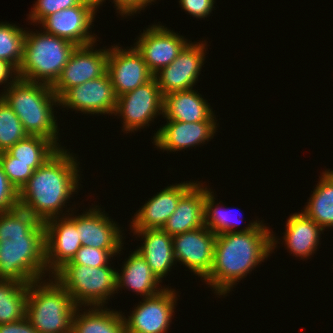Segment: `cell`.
<instances>
[{
	"label": "cell",
	"instance_id": "obj_1",
	"mask_svg": "<svg viewBox=\"0 0 333 333\" xmlns=\"http://www.w3.org/2000/svg\"><path fill=\"white\" fill-rule=\"evenodd\" d=\"M44 271V223L20 206L0 212V279L30 284Z\"/></svg>",
	"mask_w": 333,
	"mask_h": 333
},
{
	"label": "cell",
	"instance_id": "obj_2",
	"mask_svg": "<svg viewBox=\"0 0 333 333\" xmlns=\"http://www.w3.org/2000/svg\"><path fill=\"white\" fill-rule=\"evenodd\" d=\"M247 226L216 237L211 271L202 280L218 295L228 293L276 247V237L262 221L256 220Z\"/></svg>",
	"mask_w": 333,
	"mask_h": 333
},
{
	"label": "cell",
	"instance_id": "obj_3",
	"mask_svg": "<svg viewBox=\"0 0 333 333\" xmlns=\"http://www.w3.org/2000/svg\"><path fill=\"white\" fill-rule=\"evenodd\" d=\"M74 158L60 148L37 168L19 191V206L43 223L61 217L62 208L79 185V162Z\"/></svg>",
	"mask_w": 333,
	"mask_h": 333
},
{
	"label": "cell",
	"instance_id": "obj_4",
	"mask_svg": "<svg viewBox=\"0 0 333 333\" xmlns=\"http://www.w3.org/2000/svg\"><path fill=\"white\" fill-rule=\"evenodd\" d=\"M0 96L20 119L28 135L51 140L59 149L58 125L53 105L59 104L58 96L50 85L17 78ZM59 145V146H58Z\"/></svg>",
	"mask_w": 333,
	"mask_h": 333
},
{
	"label": "cell",
	"instance_id": "obj_5",
	"mask_svg": "<svg viewBox=\"0 0 333 333\" xmlns=\"http://www.w3.org/2000/svg\"><path fill=\"white\" fill-rule=\"evenodd\" d=\"M53 279L29 284L25 316L37 333H72L73 318L79 307Z\"/></svg>",
	"mask_w": 333,
	"mask_h": 333
},
{
	"label": "cell",
	"instance_id": "obj_6",
	"mask_svg": "<svg viewBox=\"0 0 333 333\" xmlns=\"http://www.w3.org/2000/svg\"><path fill=\"white\" fill-rule=\"evenodd\" d=\"M77 46L64 38L44 32L26 31L23 60L17 70L20 79L52 86Z\"/></svg>",
	"mask_w": 333,
	"mask_h": 333
},
{
	"label": "cell",
	"instance_id": "obj_7",
	"mask_svg": "<svg viewBox=\"0 0 333 333\" xmlns=\"http://www.w3.org/2000/svg\"><path fill=\"white\" fill-rule=\"evenodd\" d=\"M117 273L111 266L64 265L51 277L66 289L79 308L83 304L91 308L102 307L117 293Z\"/></svg>",
	"mask_w": 333,
	"mask_h": 333
},
{
	"label": "cell",
	"instance_id": "obj_8",
	"mask_svg": "<svg viewBox=\"0 0 333 333\" xmlns=\"http://www.w3.org/2000/svg\"><path fill=\"white\" fill-rule=\"evenodd\" d=\"M117 114L123 119V130L128 132L148 126L157 115L163 114V95L155 78L117 97L113 115Z\"/></svg>",
	"mask_w": 333,
	"mask_h": 333
},
{
	"label": "cell",
	"instance_id": "obj_9",
	"mask_svg": "<svg viewBox=\"0 0 333 333\" xmlns=\"http://www.w3.org/2000/svg\"><path fill=\"white\" fill-rule=\"evenodd\" d=\"M97 4L95 0H83L79 5L60 10L45 17L40 23L44 32L64 38L76 46L96 43L90 33Z\"/></svg>",
	"mask_w": 333,
	"mask_h": 333
},
{
	"label": "cell",
	"instance_id": "obj_10",
	"mask_svg": "<svg viewBox=\"0 0 333 333\" xmlns=\"http://www.w3.org/2000/svg\"><path fill=\"white\" fill-rule=\"evenodd\" d=\"M206 43H187L172 63L157 73L154 78L161 94L192 89L204 65ZM205 50V51H204Z\"/></svg>",
	"mask_w": 333,
	"mask_h": 333
},
{
	"label": "cell",
	"instance_id": "obj_11",
	"mask_svg": "<svg viewBox=\"0 0 333 333\" xmlns=\"http://www.w3.org/2000/svg\"><path fill=\"white\" fill-rule=\"evenodd\" d=\"M95 43L77 46L56 82L51 86L58 98L69 88L107 73L108 49L94 50Z\"/></svg>",
	"mask_w": 333,
	"mask_h": 333
},
{
	"label": "cell",
	"instance_id": "obj_12",
	"mask_svg": "<svg viewBox=\"0 0 333 333\" xmlns=\"http://www.w3.org/2000/svg\"><path fill=\"white\" fill-rule=\"evenodd\" d=\"M69 215L63 214L60 219L54 217L44 222L45 262L52 276L70 262L82 246L77 232V216Z\"/></svg>",
	"mask_w": 333,
	"mask_h": 333
},
{
	"label": "cell",
	"instance_id": "obj_13",
	"mask_svg": "<svg viewBox=\"0 0 333 333\" xmlns=\"http://www.w3.org/2000/svg\"><path fill=\"white\" fill-rule=\"evenodd\" d=\"M175 290L169 287L143 302L124 316L126 333H167L176 304Z\"/></svg>",
	"mask_w": 333,
	"mask_h": 333
},
{
	"label": "cell",
	"instance_id": "obj_14",
	"mask_svg": "<svg viewBox=\"0 0 333 333\" xmlns=\"http://www.w3.org/2000/svg\"><path fill=\"white\" fill-rule=\"evenodd\" d=\"M107 73L116 97L135 90L154 76L135 46L128 50L119 46L109 48Z\"/></svg>",
	"mask_w": 333,
	"mask_h": 333
},
{
	"label": "cell",
	"instance_id": "obj_15",
	"mask_svg": "<svg viewBox=\"0 0 333 333\" xmlns=\"http://www.w3.org/2000/svg\"><path fill=\"white\" fill-rule=\"evenodd\" d=\"M117 97L108 73L67 89L59 97V106L69 107L87 114L112 115L116 109Z\"/></svg>",
	"mask_w": 333,
	"mask_h": 333
},
{
	"label": "cell",
	"instance_id": "obj_16",
	"mask_svg": "<svg viewBox=\"0 0 333 333\" xmlns=\"http://www.w3.org/2000/svg\"><path fill=\"white\" fill-rule=\"evenodd\" d=\"M216 237L205 225L172 236L176 263L181 261L191 272L205 279L211 271Z\"/></svg>",
	"mask_w": 333,
	"mask_h": 333
},
{
	"label": "cell",
	"instance_id": "obj_17",
	"mask_svg": "<svg viewBox=\"0 0 333 333\" xmlns=\"http://www.w3.org/2000/svg\"><path fill=\"white\" fill-rule=\"evenodd\" d=\"M146 29L134 45L154 75L170 65L188 42L183 36L160 24Z\"/></svg>",
	"mask_w": 333,
	"mask_h": 333
},
{
	"label": "cell",
	"instance_id": "obj_18",
	"mask_svg": "<svg viewBox=\"0 0 333 333\" xmlns=\"http://www.w3.org/2000/svg\"><path fill=\"white\" fill-rule=\"evenodd\" d=\"M166 121L167 123L154 134L153 140L159 149L170 152L208 142L209 139L213 138L217 128L215 121Z\"/></svg>",
	"mask_w": 333,
	"mask_h": 333
},
{
	"label": "cell",
	"instance_id": "obj_19",
	"mask_svg": "<svg viewBox=\"0 0 333 333\" xmlns=\"http://www.w3.org/2000/svg\"><path fill=\"white\" fill-rule=\"evenodd\" d=\"M98 206L77 216V232L82 246L102 250H121L122 231ZM114 222V223H113Z\"/></svg>",
	"mask_w": 333,
	"mask_h": 333
},
{
	"label": "cell",
	"instance_id": "obj_20",
	"mask_svg": "<svg viewBox=\"0 0 333 333\" xmlns=\"http://www.w3.org/2000/svg\"><path fill=\"white\" fill-rule=\"evenodd\" d=\"M194 182H183L170 185L157 193L145 203L134 218L132 230L162 229L168 218L176 210L180 198L194 185Z\"/></svg>",
	"mask_w": 333,
	"mask_h": 333
},
{
	"label": "cell",
	"instance_id": "obj_21",
	"mask_svg": "<svg viewBox=\"0 0 333 333\" xmlns=\"http://www.w3.org/2000/svg\"><path fill=\"white\" fill-rule=\"evenodd\" d=\"M204 226V187L195 184L180 198L176 210L168 218L163 230L171 236Z\"/></svg>",
	"mask_w": 333,
	"mask_h": 333
},
{
	"label": "cell",
	"instance_id": "obj_22",
	"mask_svg": "<svg viewBox=\"0 0 333 333\" xmlns=\"http://www.w3.org/2000/svg\"><path fill=\"white\" fill-rule=\"evenodd\" d=\"M192 89L163 96V117L180 122L215 121L208 102Z\"/></svg>",
	"mask_w": 333,
	"mask_h": 333
},
{
	"label": "cell",
	"instance_id": "obj_23",
	"mask_svg": "<svg viewBox=\"0 0 333 333\" xmlns=\"http://www.w3.org/2000/svg\"><path fill=\"white\" fill-rule=\"evenodd\" d=\"M144 243L136 251L147 261L151 271L162 282L175 263L172 236L163 229L132 230Z\"/></svg>",
	"mask_w": 333,
	"mask_h": 333
},
{
	"label": "cell",
	"instance_id": "obj_24",
	"mask_svg": "<svg viewBox=\"0 0 333 333\" xmlns=\"http://www.w3.org/2000/svg\"><path fill=\"white\" fill-rule=\"evenodd\" d=\"M284 241L295 257L307 258L316 251L323 229L303 212L287 219Z\"/></svg>",
	"mask_w": 333,
	"mask_h": 333
},
{
	"label": "cell",
	"instance_id": "obj_25",
	"mask_svg": "<svg viewBox=\"0 0 333 333\" xmlns=\"http://www.w3.org/2000/svg\"><path fill=\"white\" fill-rule=\"evenodd\" d=\"M122 267L121 274L117 273V291L125 286L145 298L157 295L164 290L163 287L158 288L161 281L154 275L147 261L137 251H134L127 258Z\"/></svg>",
	"mask_w": 333,
	"mask_h": 333
},
{
	"label": "cell",
	"instance_id": "obj_26",
	"mask_svg": "<svg viewBox=\"0 0 333 333\" xmlns=\"http://www.w3.org/2000/svg\"><path fill=\"white\" fill-rule=\"evenodd\" d=\"M103 307L89 308L83 314L77 309L73 318L72 333H126L124 315Z\"/></svg>",
	"mask_w": 333,
	"mask_h": 333
},
{
	"label": "cell",
	"instance_id": "obj_27",
	"mask_svg": "<svg viewBox=\"0 0 333 333\" xmlns=\"http://www.w3.org/2000/svg\"><path fill=\"white\" fill-rule=\"evenodd\" d=\"M302 211L323 230L333 226V170L322 173L309 202Z\"/></svg>",
	"mask_w": 333,
	"mask_h": 333
},
{
	"label": "cell",
	"instance_id": "obj_28",
	"mask_svg": "<svg viewBox=\"0 0 333 333\" xmlns=\"http://www.w3.org/2000/svg\"><path fill=\"white\" fill-rule=\"evenodd\" d=\"M29 284L0 279V324L23 319Z\"/></svg>",
	"mask_w": 333,
	"mask_h": 333
},
{
	"label": "cell",
	"instance_id": "obj_29",
	"mask_svg": "<svg viewBox=\"0 0 333 333\" xmlns=\"http://www.w3.org/2000/svg\"><path fill=\"white\" fill-rule=\"evenodd\" d=\"M59 148L49 139L27 135L7 150L16 161L23 163H45Z\"/></svg>",
	"mask_w": 333,
	"mask_h": 333
},
{
	"label": "cell",
	"instance_id": "obj_30",
	"mask_svg": "<svg viewBox=\"0 0 333 333\" xmlns=\"http://www.w3.org/2000/svg\"><path fill=\"white\" fill-rule=\"evenodd\" d=\"M26 30L10 23H0V60H5L16 70L23 60Z\"/></svg>",
	"mask_w": 333,
	"mask_h": 333
},
{
	"label": "cell",
	"instance_id": "obj_31",
	"mask_svg": "<svg viewBox=\"0 0 333 333\" xmlns=\"http://www.w3.org/2000/svg\"><path fill=\"white\" fill-rule=\"evenodd\" d=\"M27 135L18 116L0 96V152L9 150Z\"/></svg>",
	"mask_w": 333,
	"mask_h": 333
},
{
	"label": "cell",
	"instance_id": "obj_32",
	"mask_svg": "<svg viewBox=\"0 0 333 333\" xmlns=\"http://www.w3.org/2000/svg\"><path fill=\"white\" fill-rule=\"evenodd\" d=\"M210 190L211 189H208L207 187L204 188V225L216 235L227 232H236L234 227L241 222L236 221V224L234 222L232 223L228 211L225 209L223 210L219 206L215 207V197ZM227 210H229V208H227ZM230 212L232 213V211Z\"/></svg>",
	"mask_w": 333,
	"mask_h": 333
},
{
	"label": "cell",
	"instance_id": "obj_33",
	"mask_svg": "<svg viewBox=\"0 0 333 333\" xmlns=\"http://www.w3.org/2000/svg\"><path fill=\"white\" fill-rule=\"evenodd\" d=\"M0 164L10 183L19 192L33 172L44 163H23L16 161L8 151L0 152Z\"/></svg>",
	"mask_w": 333,
	"mask_h": 333
},
{
	"label": "cell",
	"instance_id": "obj_34",
	"mask_svg": "<svg viewBox=\"0 0 333 333\" xmlns=\"http://www.w3.org/2000/svg\"><path fill=\"white\" fill-rule=\"evenodd\" d=\"M121 250H102L90 246H81L72 260L65 265H86L89 267L108 266L111 257Z\"/></svg>",
	"mask_w": 333,
	"mask_h": 333
},
{
	"label": "cell",
	"instance_id": "obj_35",
	"mask_svg": "<svg viewBox=\"0 0 333 333\" xmlns=\"http://www.w3.org/2000/svg\"><path fill=\"white\" fill-rule=\"evenodd\" d=\"M83 0H37L33 6V10L29 14V18L34 24H38L50 14L60 10L67 9L72 6L79 5Z\"/></svg>",
	"mask_w": 333,
	"mask_h": 333
},
{
	"label": "cell",
	"instance_id": "obj_36",
	"mask_svg": "<svg viewBox=\"0 0 333 333\" xmlns=\"http://www.w3.org/2000/svg\"><path fill=\"white\" fill-rule=\"evenodd\" d=\"M19 206V192L10 183L0 164V212L10 211Z\"/></svg>",
	"mask_w": 333,
	"mask_h": 333
},
{
	"label": "cell",
	"instance_id": "obj_37",
	"mask_svg": "<svg viewBox=\"0 0 333 333\" xmlns=\"http://www.w3.org/2000/svg\"><path fill=\"white\" fill-rule=\"evenodd\" d=\"M214 3V0H179L182 9L199 19L207 17L212 12Z\"/></svg>",
	"mask_w": 333,
	"mask_h": 333
},
{
	"label": "cell",
	"instance_id": "obj_38",
	"mask_svg": "<svg viewBox=\"0 0 333 333\" xmlns=\"http://www.w3.org/2000/svg\"><path fill=\"white\" fill-rule=\"evenodd\" d=\"M97 7L102 4L101 2H104V0H95ZM115 3V7L120 13L121 16H130L134 13L141 11L145 9L144 7H147L152 1L151 0H113Z\"/></svg>",
	"mask_w": 333,
	"mask_h": 333
},
{
	"label": "cell",
	"instance_id": "obj_39",
	"mask_svg": "<svg viewBox=\"0 0 333 333\" xmlns=\"http://www.w3.org/2000/svg\"><path fill=\"white\" fill-rule=\"evenodd\" d=\"M0 333H37L26 316L15 322L0 324Z\"/></svg>",
	"mask_w": 333,
	"mask_h": 333
},
{
	"label": "cell",
	"instance_id": "obj_40",
	"mask_svg": "<svg viewBox=\"0 0 333 333\" xmlns=\"http://www.w3.org/2000/svg\"><path fill=\"white\" fill-rule=\"evenodd\" d=\"M13 75H15V76H13ZM9 77H10V80H9ZM17 78H18L17 70L11 64L6 62L5 60H0V84L2 85L3 83H6L8 81H10V82H8L7 85L12 84Z\"/></svg>",
	"mask_w": 333,
	"mask_h": 333
}]
</instances>
